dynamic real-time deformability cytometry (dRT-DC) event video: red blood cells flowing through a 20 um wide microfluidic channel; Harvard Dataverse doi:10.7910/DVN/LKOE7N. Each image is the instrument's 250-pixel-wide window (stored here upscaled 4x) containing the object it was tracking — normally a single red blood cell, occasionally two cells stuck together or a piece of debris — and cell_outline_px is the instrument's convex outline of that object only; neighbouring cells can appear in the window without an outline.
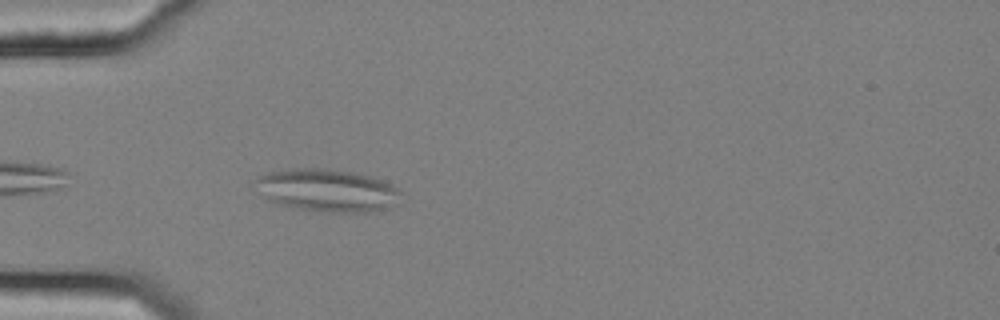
{"species": "common noctule bat (a hibernating species)", "species_latin": "Nyctalus noctula", "temperature_condition": "cold", "stored_images_in_passage": 18, "camera_frame_rate_fps": 3000, "um_per_image_px": 0.085, "animal": {"sex": "female", "body_mass_g": 25.1}, "frame": {"image": 1, "passage_image": 3, "time_ms": 0.667, "image_size_px": [1000, 320], "cell_outline_px": [[404, 192], [400, 204], [368, 212], [328, 212], [292, 208], [264, 200], [256, 180], [260, 176], [268, 172], [288, 168], [324, 168], [352, 172], [372, 176], [384, 180], [392, 184]], "centroid_in_image_um": [27.88, 16.18], "position_along_channel_um": 57.1, "area_um2": 36.7}}